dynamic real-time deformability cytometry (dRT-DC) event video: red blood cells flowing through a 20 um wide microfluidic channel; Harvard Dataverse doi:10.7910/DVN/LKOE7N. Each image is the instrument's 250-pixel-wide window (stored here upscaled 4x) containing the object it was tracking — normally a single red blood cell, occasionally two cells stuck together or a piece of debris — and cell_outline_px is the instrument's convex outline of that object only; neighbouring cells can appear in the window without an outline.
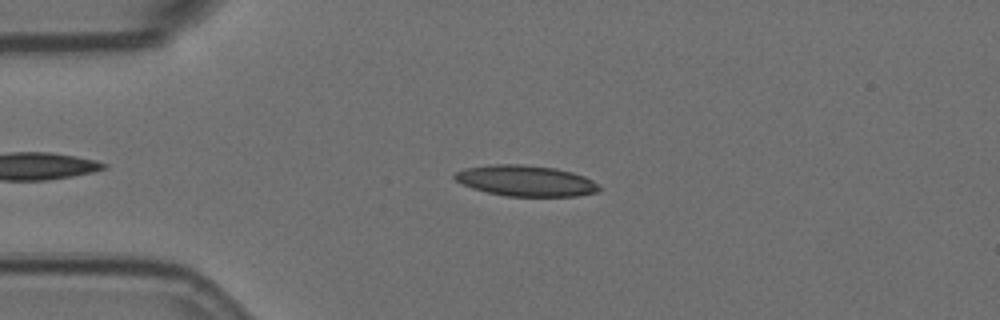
{"species": "Egyptian fruit bat (a non-hibernating species)", "species_latin": "Rousettus aegyptiacus", "temperature_condition": "room temperature", "stored_images_in_passage": 3, "camera_frame_rate_fps": 3000, "um_per_image_px": 0.085, "animal": {"sex": "female"}, "frame": {"image": 1, "passage_image": 2, "time_ms": 0.333, "image_size_px": [1000, 320], "cell_outline_px": [[604, 188], [600, 192], [576, 196], [504, 196], [472, 188], [456, 180], [452, 176], [456, 172], [464, 168], [492, 164], [520, 164], [556, 168], [572, 172], [584, 176], [592, 180]], "centroid_in_image_um": [44.73, 15.37], "position_along_channel_um": 40.3, "area_um2": 26.13}}